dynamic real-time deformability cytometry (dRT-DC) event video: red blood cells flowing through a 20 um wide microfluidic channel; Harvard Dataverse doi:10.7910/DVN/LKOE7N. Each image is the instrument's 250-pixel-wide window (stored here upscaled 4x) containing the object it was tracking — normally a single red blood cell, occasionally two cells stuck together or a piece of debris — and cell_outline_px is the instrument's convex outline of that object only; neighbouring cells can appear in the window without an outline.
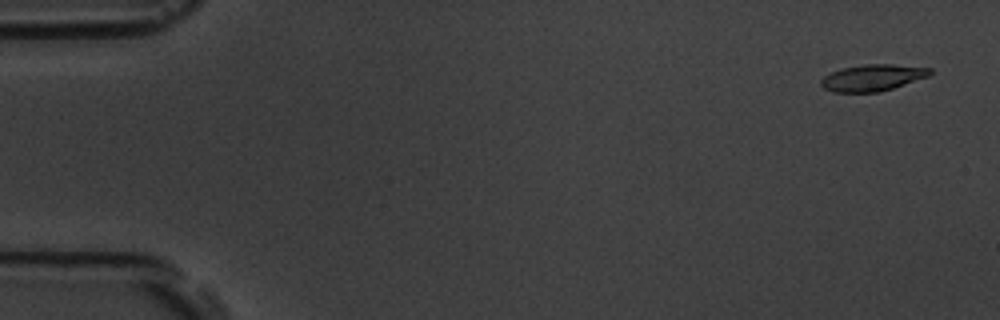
{"species": "common noctule bat (a hibernating species)", "species_latin": "Nyctalus noctula", "temperature_condition": "room temperature", "stored_images_in_passage": 5, "camera_frame_rate_fps": 3000, "um_per_image_px": 0.085, "animal": {"sex": "male", "body_mass_g": 19.5, "forearm_length_mm": 54.6}, "frame": {"image": 1, "passage_image": 1, "time_ms": 0.0, "image_size_px": [1000, 320], "cell_outline_px": [[932, 72], [928, 76], [892, 88], [876, 92], [832, 92], [824, 88], [820, 84], [820, 80], [824, 76], [840, 68], [864, 64], [892, 64], [932, 68]], "centroid_in_image_um": [74.13, 6.59], "position_along_channel_um": 10.9, "area_um2": 16.76}}
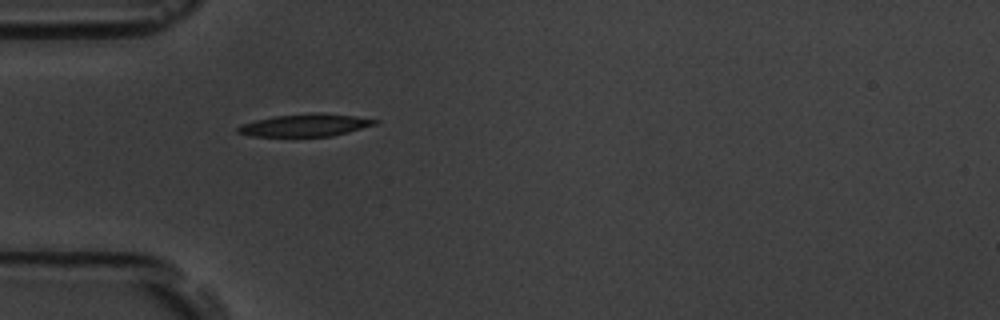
{"frame": {"image": 2, "passage_image": 5, "time_ms": 1.333, "image_size_px": [1000, 320], "cell_outline_px": [[380, 120], [376, 124], [348, 132], [332, 136], [248, 136], [236, 132], [236, 128], [240, 124], [272, 116], [308, 112], [320, 112], [352, 116]], "centroid_in_image_um": [25.89, 10.63], "position_along_channel_um": 59.1, "area_um2": 18.09}}